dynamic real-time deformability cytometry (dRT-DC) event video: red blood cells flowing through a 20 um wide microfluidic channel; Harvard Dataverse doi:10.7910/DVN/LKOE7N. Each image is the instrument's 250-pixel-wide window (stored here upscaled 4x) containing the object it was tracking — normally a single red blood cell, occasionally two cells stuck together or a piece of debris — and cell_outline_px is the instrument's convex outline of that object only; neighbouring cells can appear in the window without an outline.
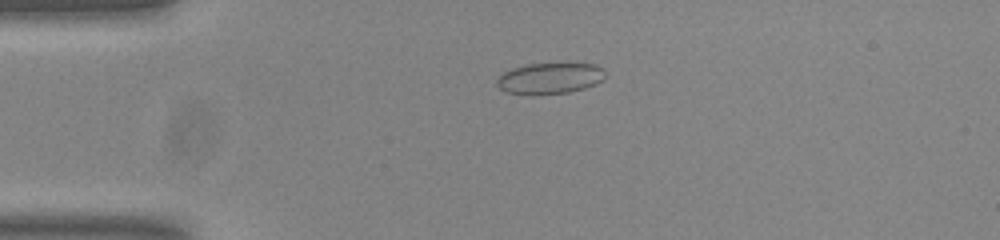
{"species": "common noctule bat (a hibernating species)", "species_latin": "Nyctalus noctula", "temperature_condition": "room temperature", "stored_images_in_passage": 45, "camera_frame_rate_fps": 3000, "um_per_image_px": 0.085, "animal": {"sex": "male", "body_mass_g": 20.0, "forearm_length_mm": 53.3}, "frame": {"image": 1, "passage_image": 3, "time_ms": 0.667, "image_size_px": [1000, 240], "cell_outline_px": [[604, 80], [596, 84], [584, 88], [568, 92], [532, 96], [508, 92], [500, 88], [496, 84], [496, 80], [504, 72], [512, 68], [528, 64], [596, 64], [604, 68]], "centroid_in_image_um": [46.74, 6.67], "position_along_channel_um": 38.3, "area_um2": 19.71}}
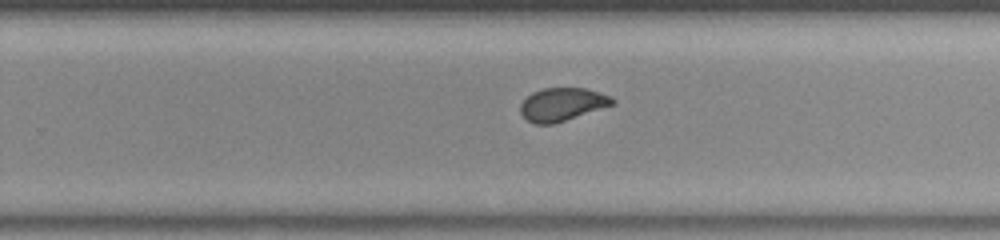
{"frame": {"image": 2, "passage_image": 25, "time_ms": 8.0, "image_size_px": [1000, 240], "cell_outline_px": [[616, 100], [612, 104], [552, 124], [536, 124], [528, 120], [520, 112], [520, 104], [532, 92], [544, 88], [588, 88], [612, 96]], "centroid_in_image_um": [47.77, 8.84], "position_along_channel_um": 282.0, "area_um2": 17.4}}
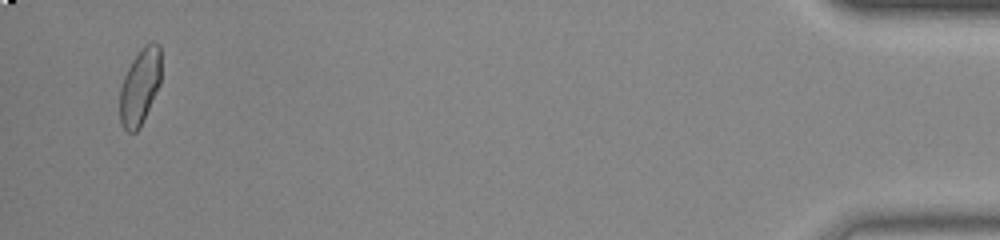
{"frame": {"image": 3, "passage_image": 43, "time_ms": 14.0, "image_size_px": [1000, 240], "cell_outline_px": [[160, 84], [140, 128], [136, 132], [128, 132], [120, 124], [120, 88], [124, 76], [132, 60], [144, 44], [152, 40], [160, 44]], "centroid_in_image_um": [11.89, 7.34], "position_along_channel_um": 423.3, "area_um2": 18.44}, "authors_computed_cell_mechanics": {"area_um2": 18.4382, "velocity_mm_per_s": 3.7672, "shape_relaxation_time_tau1_ms": 3.9165, "shape_relaxation_time_tau2_ms": 0.7203, "deformation_change_tau1": 0.1063, "deformation_change_tau2": 0.0531}}